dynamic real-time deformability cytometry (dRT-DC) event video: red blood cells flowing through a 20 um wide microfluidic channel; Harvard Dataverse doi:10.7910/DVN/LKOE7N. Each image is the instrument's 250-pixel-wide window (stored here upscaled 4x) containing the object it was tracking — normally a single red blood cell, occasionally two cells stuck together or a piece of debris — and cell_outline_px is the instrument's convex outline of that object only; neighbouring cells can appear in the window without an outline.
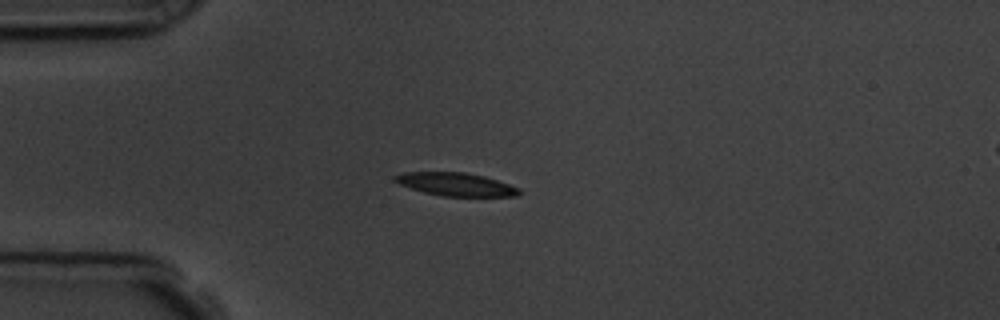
{"species": "common noctule bat (a hibernating species)", "species_latin": "Nyctalus noctula", "temperature_condition": "room temperature", "stored_images_in_passage": 43, "camera_frame_rate_fps": 3000, "um_per_image_px": 0.085, "animal": {"sex": "male", "body_mass_g": 19.5, "forearm_length_mm": 54.6}, "frame": {"image": 1, "passage_image": 1, "time_ms": 0.0, "image_size_px": [1000, 320], "cell_outline_px": [[520, 192], [516, 196], [440, 196], [424, 192], [400, 184], [392, 180], [392, 176], [404, 172], [464, 172], [484, 176], [520, 188]], "centroid_in_image_um": [38.71, 15.66], "position_along_channel_um": 46.3, "area_um2": 16.65}}
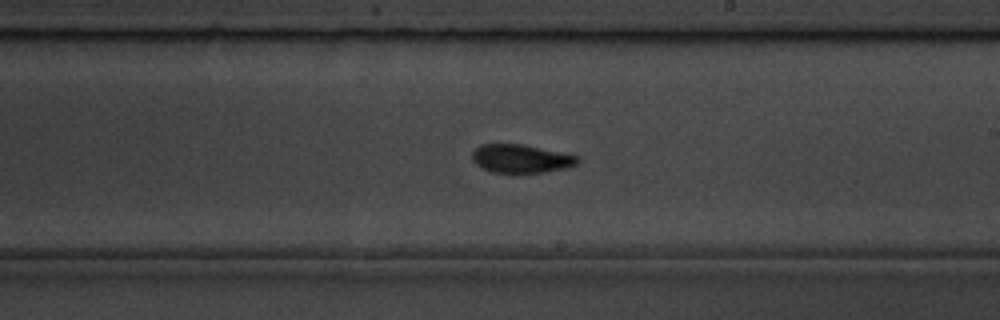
{"frame": {"image": 2, "passage_image": 19, "time_ms": 6.0, "image_size_px": [1000, 320], "cell_outline_px": [[580, 160], [576, 164], [568, 168], [520, 176], [512, 176], [492, 172], [480, 168], [472, 160], [472, 152], [480, 144], [520, 144], [576, 156]], "centroid_in_image_um": [44.21, 13.55], "position_along_channel_um": 244.8, "area_um2": 18.03}}
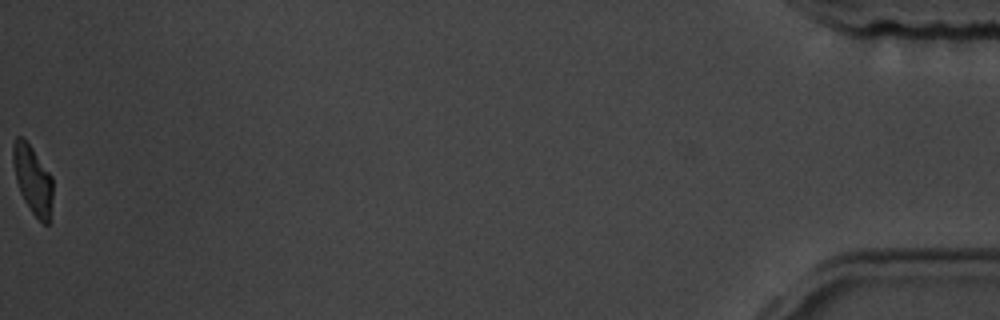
{"frame": {"image": 3, "passage_image": 43, "time_ms": 14.0, "image_size_px": [1000, 320], "cell_outline_px": [[52, 200], [48, 224], [44, 224], [32, 212], [24, 200], [20, 192], [16, 180], [12, 160], [12, 144], [16, 136], [24, 136], [52, 176]], "centroid_in_image_um": [2.76, 15.2], "position_along_channel_um": 432.4, "area_um2": 15.9}, "authors_computed_cell_mechanics": {"area_um2": 17.3978, "velocity_mm_per_s": 3.6162, "shape_relaxation_time_tau1_ms": 3.379, "shape_relaxation_time_tau2_ms": 2.1111, "deformation_change_tau1": 0.1465, "deformation_change_tau2": 0.077}}